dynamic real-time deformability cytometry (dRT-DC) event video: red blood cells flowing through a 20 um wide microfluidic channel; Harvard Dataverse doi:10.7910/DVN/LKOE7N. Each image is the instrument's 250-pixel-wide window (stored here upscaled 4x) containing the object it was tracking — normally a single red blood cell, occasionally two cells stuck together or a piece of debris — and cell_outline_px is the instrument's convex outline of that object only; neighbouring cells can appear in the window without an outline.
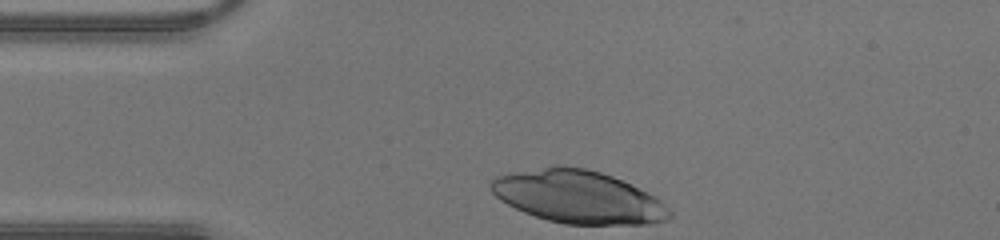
{"species": "human", "species_latin": "Homo sapiens", "temperature_condition": "warm", "stored_images_in_passage": 25, "camera_frame_rate_fps": 3000, "um_per_image_px": 0.085, "donor": {"sex": "male"}, "frame": {"image": 1, "passage_image": 1, "time_ms": 0.0, "image_size_px": [1000, 240], "cell_outline_px": [[676, 216], [668, 220], [648, 224], [564, 224], [548, 220], [524, 212], [500, 200], [488, 188], [488, 184], [496, 176], [508, 172], [552, 164], [564, 164], [588, 168], [612, 176], [656, 196]], "centroid_in_image_um": [49.12, 16.7], "position_along_channel_um": 35.9, "area_um2": 55.66}}
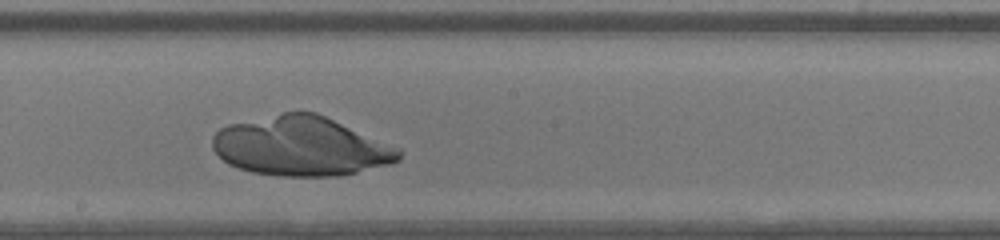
{"frame": {"image": 2, "passage_image": 15, "time_ms": 4.667, "image_size_px": [1000, 240], "cell_outline_px": [[400, 160], [392, 164], [356, 172], [336, 176], [280, 176], [252, 172], [228, 164], [212, 148], [212, 136], [220, 128], [228, 124], [284, 112], [316, 112], [400, 148]], "centroid_in_image_um": [25.58, 12.43], "position_along_channel_um": 222.6, "area_um2": 64.33}}
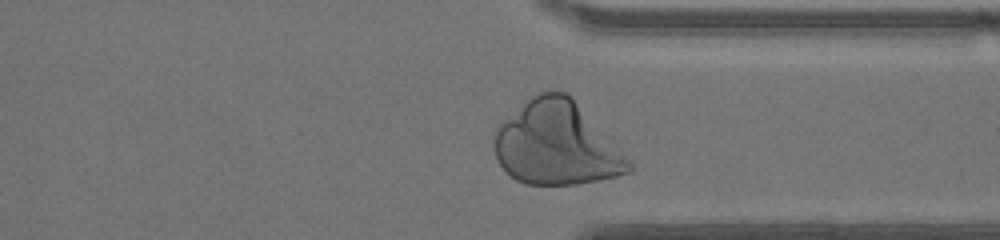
{"frame": {"image": 3, "passage_image": 24, "time_ms": 7.667, "image_size_px": [1000, 240], "cell_outline_px": [[632, 172], [616, 176], [576, 184], [524, 184], [516, 180], [500, 164], [496, 156], [496, 128], [524, 100], [536, 92], [564, 92], [572, 100], [632, 164]], "centroid_in_image_um": [47.25, 12.23], "position_along_channel_um": 364.2, "area_um2": 63.52}}